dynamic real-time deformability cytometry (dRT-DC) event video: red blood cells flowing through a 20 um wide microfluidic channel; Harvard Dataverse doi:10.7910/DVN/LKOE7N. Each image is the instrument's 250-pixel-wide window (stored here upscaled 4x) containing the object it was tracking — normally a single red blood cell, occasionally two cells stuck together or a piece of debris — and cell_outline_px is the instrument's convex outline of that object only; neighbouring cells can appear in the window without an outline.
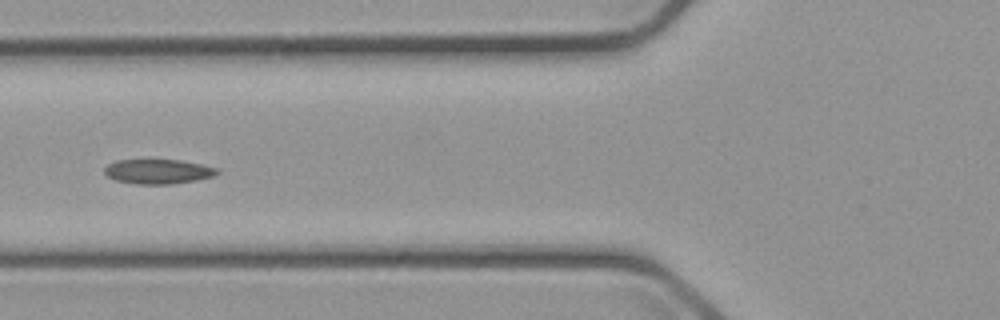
{"species": "common noctule bat (a hibernating species)", "species_latin": "Nyctalus noctula", "temperature_condition": "cold", "stored_images_in_passage": 6, "camera_frame_rate_fps": 3000, "um_per_image_px": 0.085, "animal": {"sex": "male", "body_mass_g": 23.1, "forearm_length_mm": 52.7}, "frame": {"image": 1, "passage_image": 6, "time_ms": 6.0, "image_size_px": [1000, 320], "cell_outline_px": [[220, 172], [212, 176], [196, 180], [172, 184], [136, 184], [116, 180], [108, 176], [104, 172], [104, 168], [108, 164], [116, 160], [180, 160], [220, 168]], "centroid_in_image_um": [13.45, 14.58], "position_along_channel_um": 112.4, "area_um2": 16.13}}